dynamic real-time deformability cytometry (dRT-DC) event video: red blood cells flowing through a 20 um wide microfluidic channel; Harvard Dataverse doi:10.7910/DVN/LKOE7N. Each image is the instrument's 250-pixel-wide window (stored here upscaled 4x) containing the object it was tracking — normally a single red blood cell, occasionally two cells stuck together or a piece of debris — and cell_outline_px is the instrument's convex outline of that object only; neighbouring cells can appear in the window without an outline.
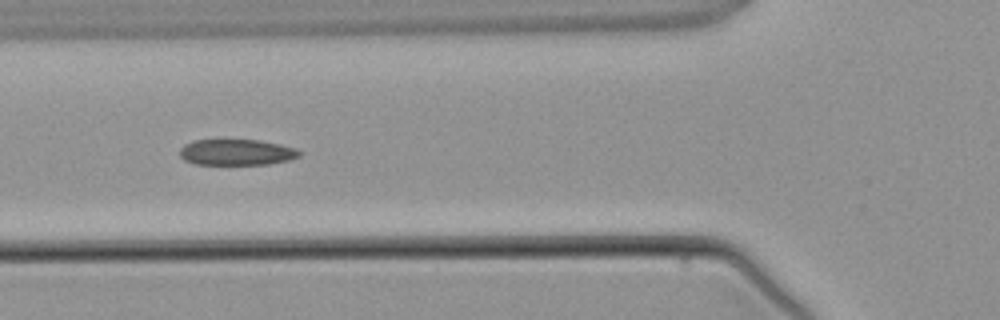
{"species": "common noctule bat (a hibernating species)", "species_latin": "Nyctalus noctula", "temperature_condition": "warm", "stored_images_in_passage": 3, "camera_frame_rate_fps": 3000, "um_per_image_px": 0.085, "animal": {"sex": "male", "body_mass_g": 21.5, "forearm_length_mm": 52.0}, "frame": {"image": 1, "passage_image": 3, "time_ms": 2.333, "image_size_px": [1000, 320], "cell_outline_px": [[300, 156], [288, 160], [268, 164], [196, 164], [184, 160], [180, 156], [180, 148], [184, 144], [192, 140], [260, 140], [280, 144], [296, 148], [300, 152]], "centroid_in_image_um": [20.09, 12.93], "position_along_channel_um": 105.7, "area_um2": 18.09}}